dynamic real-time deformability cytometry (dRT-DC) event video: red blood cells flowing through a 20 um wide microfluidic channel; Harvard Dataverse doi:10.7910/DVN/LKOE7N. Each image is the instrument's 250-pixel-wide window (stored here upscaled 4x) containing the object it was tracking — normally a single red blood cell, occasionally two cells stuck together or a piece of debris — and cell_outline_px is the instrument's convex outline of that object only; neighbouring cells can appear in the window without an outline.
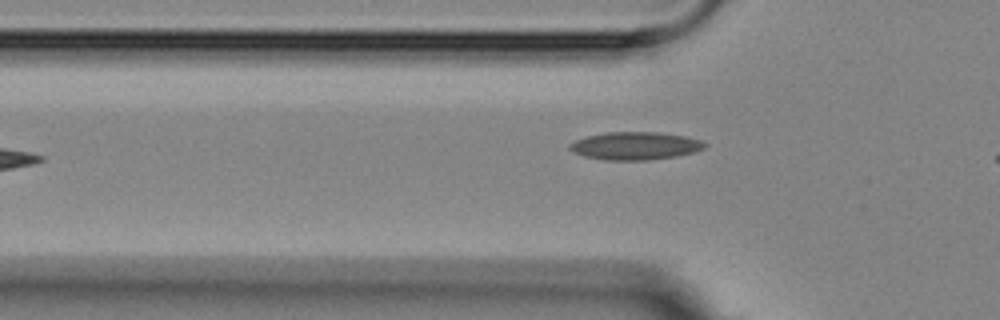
{"species": "Egyptian fruit bat (a non-hibernating species)", "species_latin": "Rousettus aegyptiacus", "temperature_condition": "room temperature", "stored_images_in_passage": 5, "camera_frame_rate_fps": 3000, "um_per_image_px": 0.085, "animal": {"sex": "female"}, "frame": {"image": 1, "passage_image": 5, "time_ms": 6.333, "image_size_px": [1000, 320], "cell_outline_px": [[708, 144], [704, 148], [692, 152], [676, 156], [648, 160], [604, 160], [584, 156], [572, 152], [568, 148], [568, 144], [576, 140], [588, 136], [608, 132], [656, 132], [684, 136], [700, 140]], "centroid_in_image_um": [53.96, 12.4], "position_along_channel_um": 71.8, "area_um2": 21.79}}